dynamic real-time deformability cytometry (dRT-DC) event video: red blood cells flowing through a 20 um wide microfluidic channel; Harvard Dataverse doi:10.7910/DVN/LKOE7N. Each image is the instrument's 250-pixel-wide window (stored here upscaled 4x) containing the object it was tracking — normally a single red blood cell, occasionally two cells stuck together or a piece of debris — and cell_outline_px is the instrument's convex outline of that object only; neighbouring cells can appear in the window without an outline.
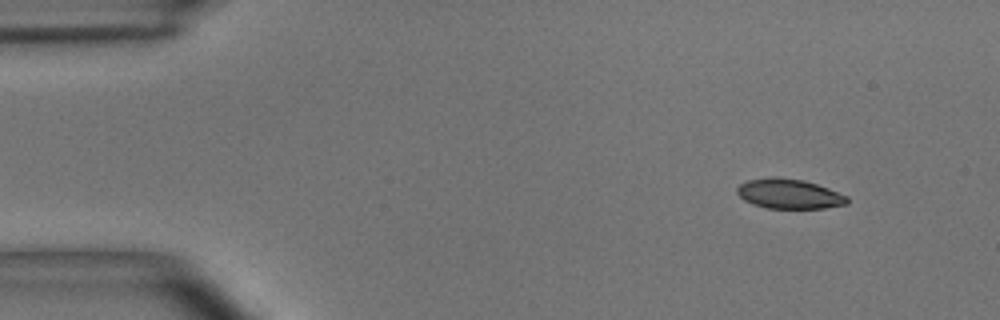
{"species": "common noctule bat (a hibernating species)", "species_latin": "Nyctalus noctula", "temperature_condition": "room temperature", "stored_images_in_passage": 50, "camera_frame_rate_fps": 3000, "um_per_image_px": 0.085, "animal": {"sex": "male", "body_mass_g": 15.6}, "frame": {"image": 1, "passage_image": 1, "time_ms": 0.0, "image_size_px": [1000, 320], "cell_outline_px": [[848, 204], [824, 208], [768, 208], [752, 204], [744, 200], [736, 192], [736, 188], [740, 184], [748, 180], [772, 176], [776, 176], [804, 180], [828, 188], [848, 196]], "centroid_in_image_um": [67.07, 16.47], "position_along_channel_um": 17.9, "area_um2": 19.19}}
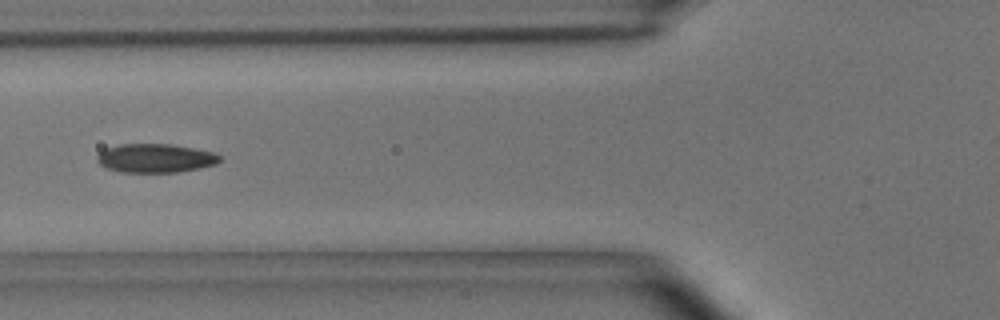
{"frame": {"image": 2, "passage_image": 16, "time_ms": 5.0, "image_size_px": [1000, 320], "cell_outline_px": [[220, 160], [216, 164], [200, 168], [176, 172], [120, 172], [108, 168], [100, 164], [96, 160], [96, 156], [104, 148], [120, 144], [172, 144], [212, 152], [220, 156]], "centroid_in_image_um": [13.17, 13.44], "position_along_channel_um": 112.6, "area_um2": 20.52}}
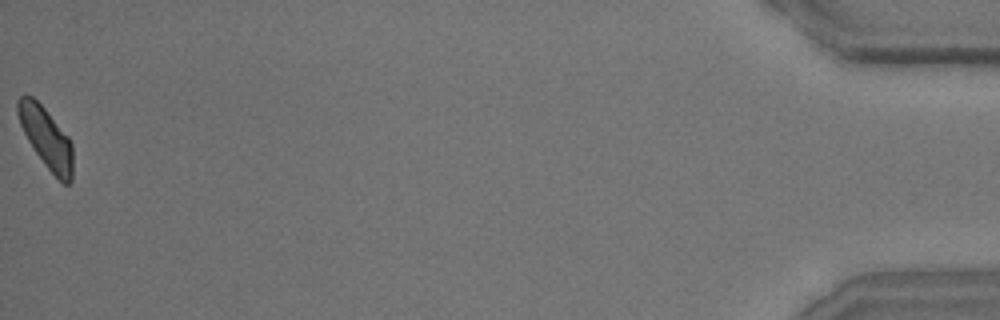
{"frame": {"image": 3, "passage_image": 50, "time_ms": 16.333, "image_size_px": [1000, 320], "cell_outline_px": [[72, 180], [68, 184], [64, 184], [44, 164], [28, 140], [20, 124], [16, 112], [16, 100], [24, 92], [32, 96], [44, 108], [68, 136], [72, 144]], "centroid_in_image_um": [3.9, 11.66], "position_along_channel_um": 431.3, "area_um2": 19.31}, "authors_computed_cell_mechanics": {"area_um2": 20.23, "velocity_mm_per_s": 3.6642, "shape_relaxation_time_tau1_ms": 4.1826, "shape_relaxation_time_tau2_ms": 2.7888, "deformation_change_tau1": 0.1239, "deformation_change_tau2": 0.0683}}